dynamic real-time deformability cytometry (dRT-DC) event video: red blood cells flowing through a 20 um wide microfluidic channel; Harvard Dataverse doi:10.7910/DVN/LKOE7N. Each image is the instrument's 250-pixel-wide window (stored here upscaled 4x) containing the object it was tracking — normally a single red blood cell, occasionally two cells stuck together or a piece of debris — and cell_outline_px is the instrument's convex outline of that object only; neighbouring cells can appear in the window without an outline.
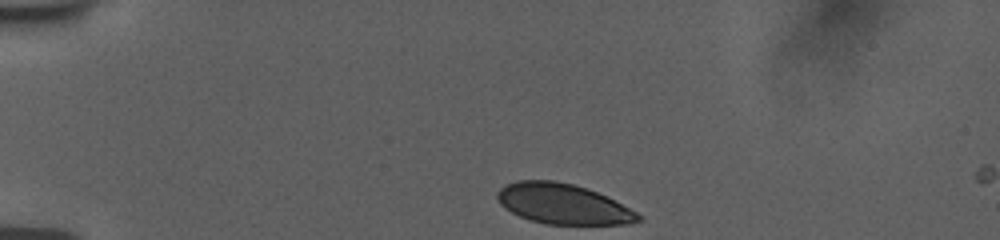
{"species": "human", "species_latin": "Homo sapiens", "temperature_condition": "room temperature", "stored_images_in_passage": 37, "camera_frame_rate_fps": 3000, "um_per_image_px": 0.085, "donor": {"sex": "female"}, "frame": {"image": 1, "passage_image": 1, "time_ms": 0.0, "image_size_px": [1000, 240], "cell_outline_px": [[644, 220], [628, 224], [544, 224], [528, 220], [504, 208], [500, 204], [496, 196], [496, 192], [500, 188], [516, 180], [552, 180], [572, 184], [608, 196], [644, 216]], "centroid_in_image_um": [47.87, 17.34], "position_along_channel_um": 37.1, "area_um2": 33.23}}
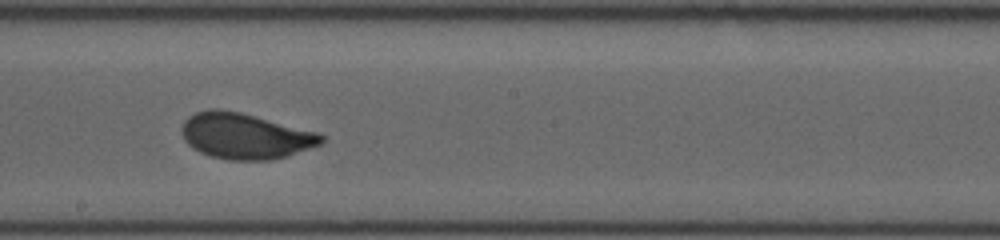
{"frame": {"image": 2, "passage_image": 21, "time_ms": 6.667, "image_size_px": [1000, 240], "cell_outline_px": [[324, 140], [320, 144], [288, 156], [272, 160], [228, 160], [212, 156], [200, 152], [192, 148], [184, 140], [180, 132], [180, 128], [184, 120], [188, 116], [196, 112], [208, 108], [216, 108], [240, 112], [320, 132], [324, 136]], "centroid_in_image_um": [20.82, 11.55], "position_along_channel_um": 227.4, "area_um2": 37.63}}
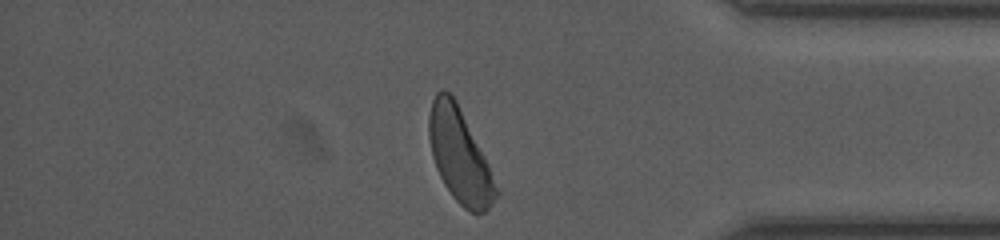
{"frame": {"image": 3, "passage_image": 36, "time_ms": 11.667, "image_size_px": [1000, 240], "cell_outline_px": [[500, 192], [492, 204], [484, 212], [472, 212], [464, 208], [452, 196], [444, 184], [436, 168], [432, 156], [428, 136], [428, 116], [432, 100], [436, 92], [440, 88], [444, 88], [456, 100], [488, 164]], "centroid_in_image_um": [39.05, 13.21], "position_along_channel_um": 396.2, "area_um2": 36.41}, "authors_computed_cell_mechanics": {"area_um2": 36.5296, "velocity_mm_per_s": 3.7513, "shape_relaxation_time_tau1_ms": 2.779, "shape_relaxation_time_tau2_ms": null, "deformation_change_tau1": 0.1195, "deformation_change_tau2": null}}